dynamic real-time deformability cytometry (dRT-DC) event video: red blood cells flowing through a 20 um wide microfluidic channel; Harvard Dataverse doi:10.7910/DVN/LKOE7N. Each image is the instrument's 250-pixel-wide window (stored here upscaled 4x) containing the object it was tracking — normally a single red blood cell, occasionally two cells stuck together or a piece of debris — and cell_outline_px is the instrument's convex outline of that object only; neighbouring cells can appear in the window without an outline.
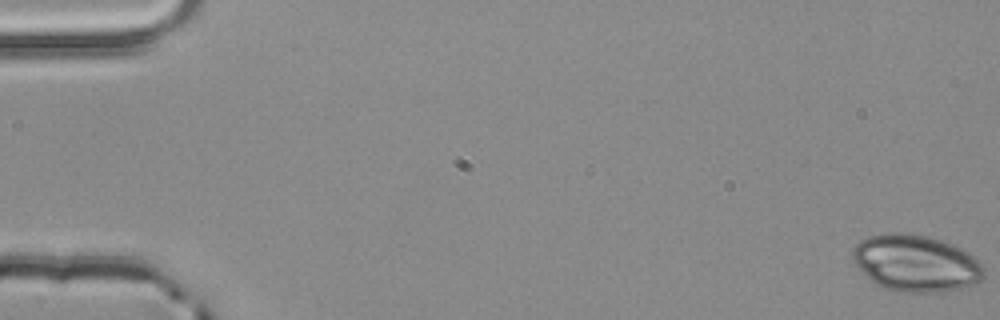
{"species": "common noctule bat (a hibernating species)", "species_latin": "Nyctalus noctula", "temperature_condition": "room temperature", "stored_images_in_passage": 4, "camera_frame_rate_fps": 3000, "um_per_image_px": 0.085, "animal": {"sex": "male", "body_mass_g": 20.4}, "frame": {"image": 1, "passage_image": 1, "time_ms": 0.0, "image_size_px": [1000, 320], "cell_outline_px": [[984, 276], [980, 280], [972, 284], [960, 288], [940, 292], [896, 292], [884, 288], [876, 284], [852, 260], [852, 248], [860, 240], [868, 236], [884, 232], [900, 232], [928, 236], [944, 240], [968, 252], [984, 268]], "centroid_in_image_um": [77.82, 22.35], "position_along_channel_um": 7.2, "area_um2": 43.41}}